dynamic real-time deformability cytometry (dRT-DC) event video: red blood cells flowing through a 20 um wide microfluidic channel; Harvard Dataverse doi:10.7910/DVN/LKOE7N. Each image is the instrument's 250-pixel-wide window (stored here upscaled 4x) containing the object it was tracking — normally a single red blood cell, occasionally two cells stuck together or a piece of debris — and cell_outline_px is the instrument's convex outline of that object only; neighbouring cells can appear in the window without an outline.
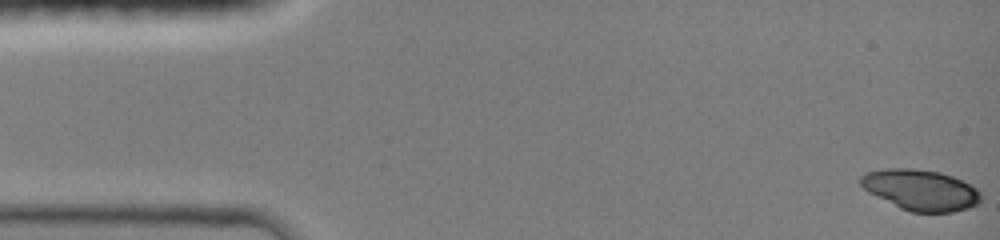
{"species": "common noctule bat (a hibernating species)", "species_latin": "Nyctalus noctula", "temperature_condition": "room temperature", "stored_images_in_passage": 23, "camera_frame_rate_fps": 3000, "um_per_image_px": 0.085, "animal": {"sex": "female", "body_mass_g": 19.0, "forearm_length_mm": 51.5}, "frame": {"image": 1, "passage_image": 1, "time_ms": 0.0, "image_size_px": [1000, 240], "cell_outline_px": [[980, 200], [976, 204], [968, 208], [952, 212], [912, 212], [900, 208], [868, 192], [860, 184], [860, 176], [868, 172], [888, 168], [908, 168], [940, 172], [952, 176], [976, 188], [980, 192]], "centroid_in_image_um": [78.24, 16.15], "position_along_channel_um": 6.8, "area_um2": 28.26}}